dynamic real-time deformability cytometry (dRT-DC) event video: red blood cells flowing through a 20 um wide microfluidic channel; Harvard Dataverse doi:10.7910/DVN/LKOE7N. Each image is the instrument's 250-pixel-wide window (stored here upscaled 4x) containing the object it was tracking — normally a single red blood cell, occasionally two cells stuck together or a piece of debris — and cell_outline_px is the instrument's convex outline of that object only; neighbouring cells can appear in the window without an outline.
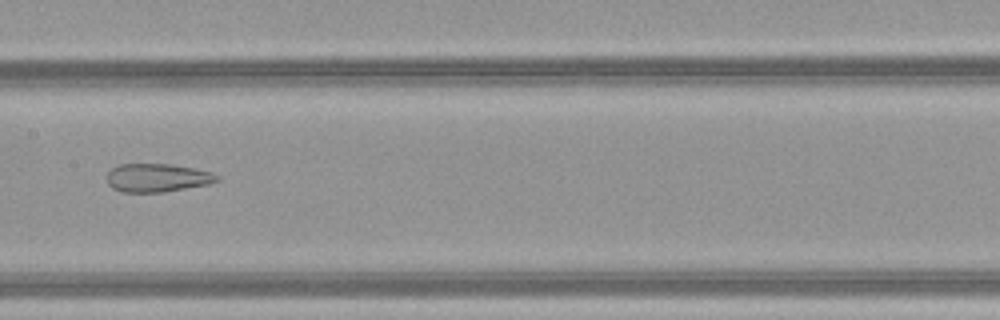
{"species": "common noctule bat (a hibernating species)", "species_latin": "Nyctalus noctula", "temperature_condition": "warm", "stored_images_in_passage": 50, "camera_frame_rate_fps": 3000, "um_per_image_px": 0.085, "animal": {"sex": "female", "body_mass_g": 21.9}, "frame": {"image": 1, "passage_image": 27, "time_ms": 8.667, "image_size_px": [1000, 320], "cell_outline_px": [[220, 180], [208, 184], [164, 192], [120, 192], [112, 188], [108, 184], [108, 172], [112, 168], [120, 164], [172, 164], [212, 172], [220, 176]], "centroid_in_image_um": [13.37, 15.11], "position_along_channel_um": 194.0, "area_um2": 18.21}}
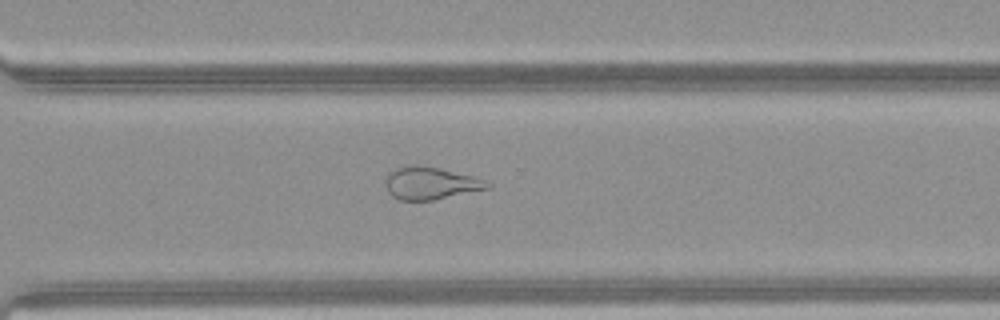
{"frame": {"image": 2, "passage_image": 37, "time_ms": 12.0, "image_size_px": [1000, 320], "cell_outline_px": [[492, 188], [432, 200], [400, 200], [392, 196], [388, 192], [384, 184], [384, 180], [392, 168], [412, 164], [416, 164], [436, 168], [472, 176], [484, 180], [492, 184]], "centroid_in_image_um": [36.55, 15.57], "position_along_channel_um": 334.0, "area_um2": 19.36}}
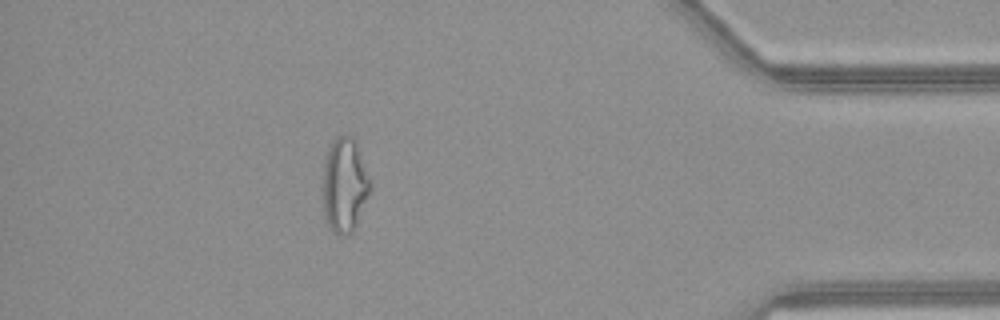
{"frame": {"image": 3, "passage_image": 45, "time_ms": 14.667, "image_size_px": [1000, 320], "cell_outline_px": [[372, 188], [356, 224], [352, 232], [344, 236], [340, 236], [332, 232], [324, 216], [324, 160], [328, 148], [332, 140], [336, 136], [352, 136], [356, 140], [372, 184]], "centroid_in_image_um": [29.3, 15.72], "position_along_channel_um": 405.9, "area_um2": 26.18}, "authors_computed_cell_mechanics": {"area_um2": 25.8655, "velocity_mm_per_s": 4.2187, "shape_relaxation_time_tau1_ms": null, "shape_relaxation_time_tau2_ms": 1.9319, "deformation_change_tau1": null, "deformation_change_tau2": 0.1235}}